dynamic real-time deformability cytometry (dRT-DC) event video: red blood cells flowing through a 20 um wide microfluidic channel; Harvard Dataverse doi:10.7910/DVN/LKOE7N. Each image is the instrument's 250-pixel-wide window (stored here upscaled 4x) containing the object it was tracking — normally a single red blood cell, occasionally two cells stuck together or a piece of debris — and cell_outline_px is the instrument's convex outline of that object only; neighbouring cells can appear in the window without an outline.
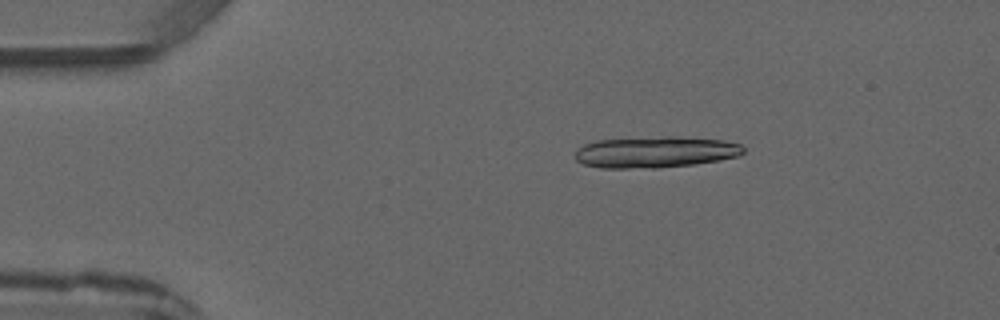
{"species": "common noctule bat (a hibernating species)", "species_latin": "Nyctalus noctula", "temperature_condition": "warm", "stored_images_in_passage": 3, "camera_frame_rate_fps": 3000, "um_per_image_px": 0.085, "animal": {"sex": "male", "forearm_length_mm": 52.5}, "frame": {"image": 1, "passage_image": 2, "time_ms": 1.0, "image_size_px": [1000, 320], "cell_outline_px": [[744, 152], [740, 156], [720, 160], [692, 164], [656, 168], [600, 168], [584, 164], [576, 160], [572, 156], [576, 148], [584, 144], [596, 140], [664, 136], [672, 136], [724, 140], [740, 144], [744, 148]], "centroid_in_image_um": [55.66, 12.92], "position_along_channel_um": 29.3, "area_um2": 31.04}}